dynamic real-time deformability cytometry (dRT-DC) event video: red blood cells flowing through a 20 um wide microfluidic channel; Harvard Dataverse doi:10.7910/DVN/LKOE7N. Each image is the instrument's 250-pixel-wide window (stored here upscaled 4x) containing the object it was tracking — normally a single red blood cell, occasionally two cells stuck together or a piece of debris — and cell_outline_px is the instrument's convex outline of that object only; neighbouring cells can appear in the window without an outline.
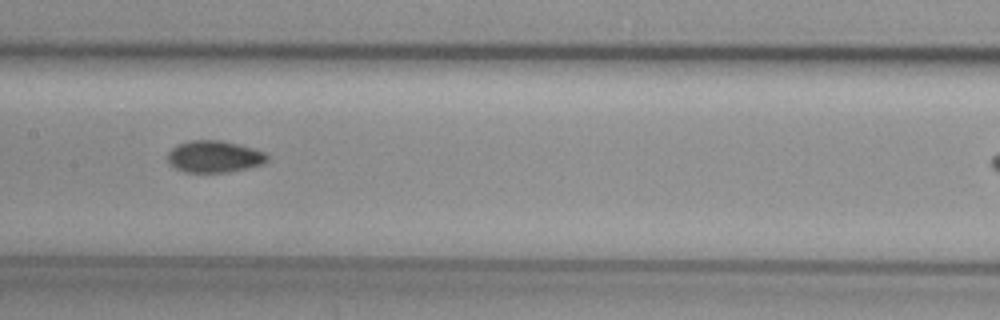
{"species": "common noctule bat (a hibernating species)", "species_latin": "Nyctalus noctula", "temperature_condition": "cold", "stored_images_in_passage": 11, "camera_frame_rate_fps": 3000, "um_per_image_px": 0.085, "animal": {"sex": "female", "body_mass_g": 29.2, "forearm_length_mm": 56.3}, "frame": {"image": 1, "passage_image": 7, "time_ms": 7.0, "image_size_px": [1000, 320], "cell_outline_px": [[268, 160], [260, 164], [228, 172], [184, 172], [168, 164], [168, 152], [176, 144], [192, 140], [220, 140], [252, 148], [264, 152], [268, 156]], "centroid_in_image_um": [18.15, 13.3], "position_along_channel_um": 189.2, "area_um2": 18.26}}